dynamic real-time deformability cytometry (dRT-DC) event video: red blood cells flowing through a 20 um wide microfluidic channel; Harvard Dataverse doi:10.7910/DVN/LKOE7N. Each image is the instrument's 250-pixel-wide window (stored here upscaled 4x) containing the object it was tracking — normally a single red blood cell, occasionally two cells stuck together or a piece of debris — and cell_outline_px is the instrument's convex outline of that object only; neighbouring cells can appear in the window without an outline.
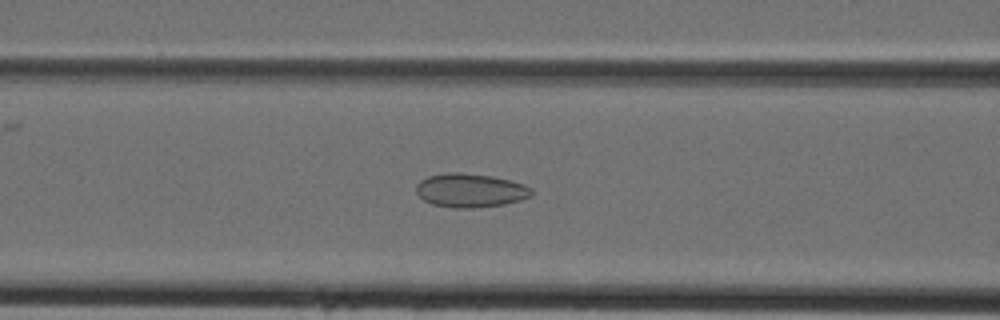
{"species": "Egyptian fruit bat (a non-hibernating species)", "species_latin": "Rousettus aegyptiacus", "temperature_condition": "cold", "stored_images_in_passage": 45, "camera_frame_rate_fps": 3000, "um_per_image_px": 0.085, "animal": {"sex": "female"}, "frame": {"image": 1, "passage_image": 18, "time_ms": 5.667, "image_size_px": [1000, 320], "cell_outline_px": [[532, 196], [520, 200], [504, 204], [472, 208], [452, 208], [432, 204], [424, 200], [416, 192], [416, 184], [420, 180], [428, 176], [448, 172], [460, 172], [492, 176], [524, 184], [532, 188]], "centroid_in_image_um": [39.96, 16.18], "position_along_channel_um": 126.6, "area_um2": 22.77}}
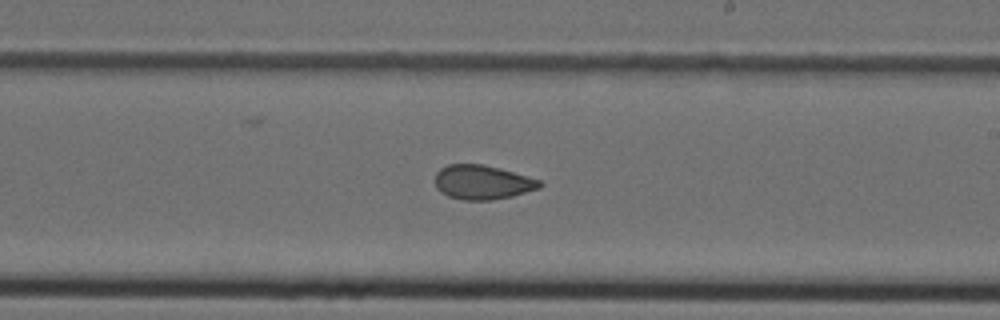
{"frame": {"image": 2, "passage_image": 26, "time_ms": 8.333, "image_size_px": [1000, 320], "cell_outline_px": [[544, 184], [540, 188], [512, 196], [492, 200], [464, 200], [448, 196], [440, 192], [436, 188], [436, 172], [440, 168], [448, 164], [484, 164], [500, 168], [540, 180]], "centroid_in_image_um": [41.0, 15.49], "position_along_channel_um": 248.0, "area_um2": 20.98}}
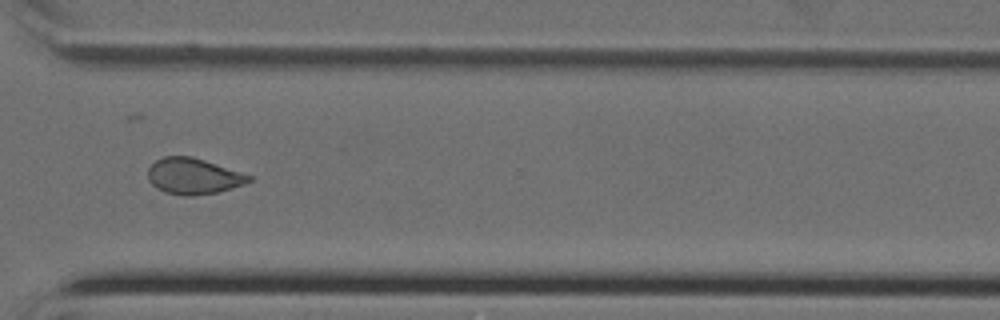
{"frame": {"image": 3, "passage_image": 33, "time_ms": 10.667, "image_size_px": [1000, 320], "cell_outline_px": [[252, 180], [244, 184], [232, 188], [216, 192], [192, 196], [180, 196], [164, 192], [156, 188], [148, 180], [148, 168], [156, 160], [164, 156], [192, 156], [252, 176]], "centroid_in_image_um": [16.4, 14.98], "position_along_channel_um": 354.2, "area_um2": 21.15}}